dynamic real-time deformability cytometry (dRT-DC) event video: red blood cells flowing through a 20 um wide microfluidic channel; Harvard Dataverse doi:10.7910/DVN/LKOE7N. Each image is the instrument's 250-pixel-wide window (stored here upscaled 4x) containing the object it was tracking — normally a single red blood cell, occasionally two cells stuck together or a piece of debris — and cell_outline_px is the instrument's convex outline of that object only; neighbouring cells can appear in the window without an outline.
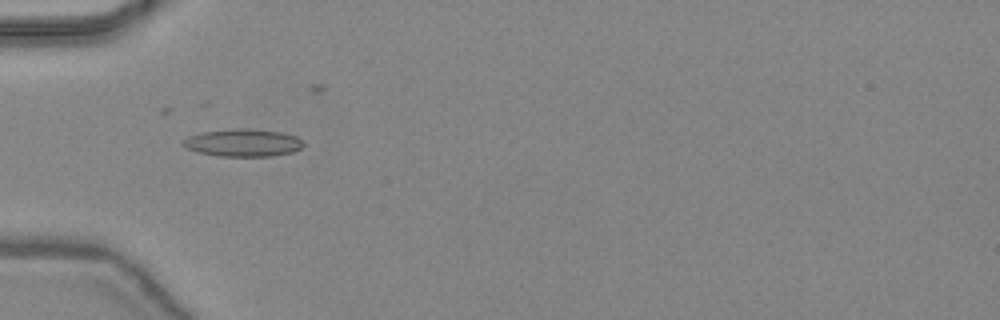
{"species": "common noctule bat (a hibernating species)", "species_latin": "Nyctalus noctula", "temperature_condition": "warm", "stored_images_in_passage": 39, "camera_frame_rate_fps": 3000, "um_per_image_px": 0.085, "animal": {"sex": "female", "body_mass_g": 24.6, "forearm_length_mm": 56.2}, "frame": {"image": 1, "passage_image": 17, "time_ms": 5.333, "image_size_px": [1000, 320], "cell_outline_px": [[304, 144], [300, 148], [292, 152], [272, 156], [216, 156], [200, 152], [188, 148], [184, 144], [184, 140], [188, 136], [200, 132], [244, 128], [248, 128], [280, 132], [296, 136]], "centroid_in_image_um": [20.67, 12.13], "position_along_channel_um": 64.3, "area_um2": 19.02}}
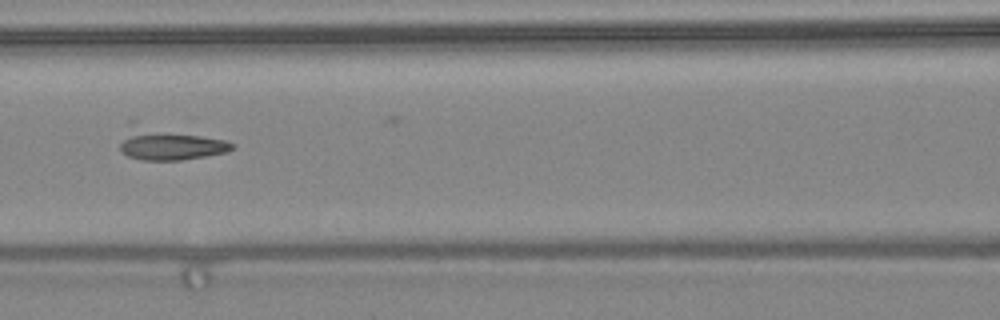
{"frame": {"image": 2, "passage_image": 23, "time_ms": 7.333, "image_size_px": [1000, 320], "cell_outline_px": [[236, 144], [228, 152], [180, 160], [144, 160], [128, 156], [120, 152], [120, 144], [128, 120], [136, 120], [224, 140]], "centroid_in_image_um": [14.27, 12.16], "position_along_channel_um": 152.3, "area_um2": 21.91}}
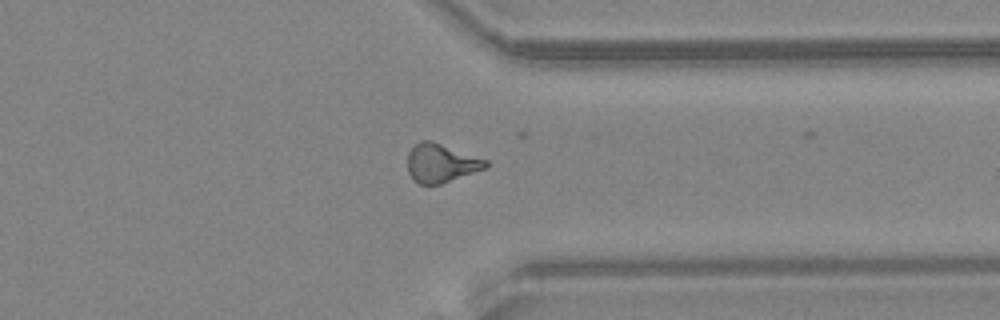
{"frame": {"image": 3, "passage_image": 38, "time_ms": 12.333, "image_size_px": [1000, 320], "cell_outline_px": [[488, 168], [440, 184], [420, 184], [412, 180], [408, 172], [408, 152], [420, 140], [432, 140], [488, 160]], "centroid_in_image_um": [37.5, 13.86], "position_along_channel_um": 373.9, "area_um2": 17.74}}